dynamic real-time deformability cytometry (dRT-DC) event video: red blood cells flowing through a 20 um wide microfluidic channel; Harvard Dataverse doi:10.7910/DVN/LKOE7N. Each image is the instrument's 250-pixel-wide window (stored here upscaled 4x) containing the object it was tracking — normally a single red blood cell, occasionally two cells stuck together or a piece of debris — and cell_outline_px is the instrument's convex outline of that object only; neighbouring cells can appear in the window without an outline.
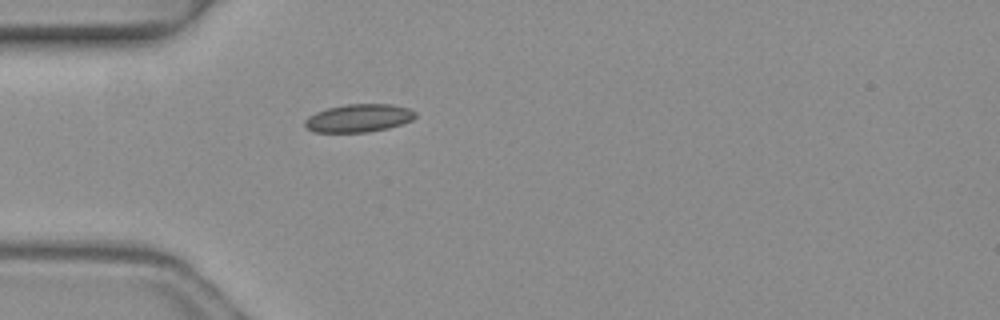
{"species": "common noctule bat (a hibernating species)", "species_latin": "Nyctalus noctula", "temperature_condition": "warm", "stored_images_in_passage": 1, "camera_frame_rate_fps": 3000, "um_per_image_px": 0.085, "animal": {"sex": "female", "body_mass_g": 19.3, "forearm_length_mm": 54.1}, "frame": {"image": 1, "passage_image": 1, "time_ms": 0.0, "image_size_px": [1000, 320], "cell_outline_px": [[416, 116], [412, 120], [388, 128], [368, 132], [312, 132], [304, 124], [304, 120], [308, 116], [316, 112], [328, 108], [344, 104], [392, 104], [408, 108], [416, 112]], "centroid_in_image_um": [30.48, 10.03], "position_along_channel_um": 54.5, "area_um2": 18.03}}